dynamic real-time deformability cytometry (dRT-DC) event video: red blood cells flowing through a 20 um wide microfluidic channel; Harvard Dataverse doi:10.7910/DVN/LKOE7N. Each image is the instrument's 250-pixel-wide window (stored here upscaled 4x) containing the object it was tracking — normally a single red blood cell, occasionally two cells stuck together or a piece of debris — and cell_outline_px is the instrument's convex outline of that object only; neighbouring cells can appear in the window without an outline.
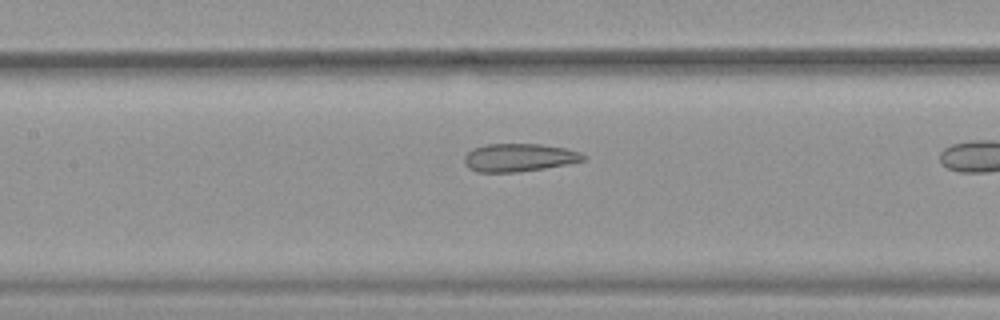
{"species": "common noctule bat (a hibernating species)", "species_latin": "Nyctalus noctula", "temperature_condition": "warm", "stored_images_in_passage": 26, "camera_frame_rate_fps": 3000, "um_per_image_px": 0.085, "animal": {"sex": "female", "body_mass_g": 19.9}, "frame": {"image": 1, "passage_image": 22, "time_ms": 7.0, "image_size_px": [1000, 320], "cell_outline_px": [[588, 156], [584, 160], [568, 164], [520, 172], [476, 172], [468, 168], [464, 164], [464, 156], [472, 148], [484, 144], [540, 144], [568, 148], [580, 152]], "centroid_in_image_um": [44.11, 13.39], "position_along_channel_um": 163.3, "area_um2": 19.71}}